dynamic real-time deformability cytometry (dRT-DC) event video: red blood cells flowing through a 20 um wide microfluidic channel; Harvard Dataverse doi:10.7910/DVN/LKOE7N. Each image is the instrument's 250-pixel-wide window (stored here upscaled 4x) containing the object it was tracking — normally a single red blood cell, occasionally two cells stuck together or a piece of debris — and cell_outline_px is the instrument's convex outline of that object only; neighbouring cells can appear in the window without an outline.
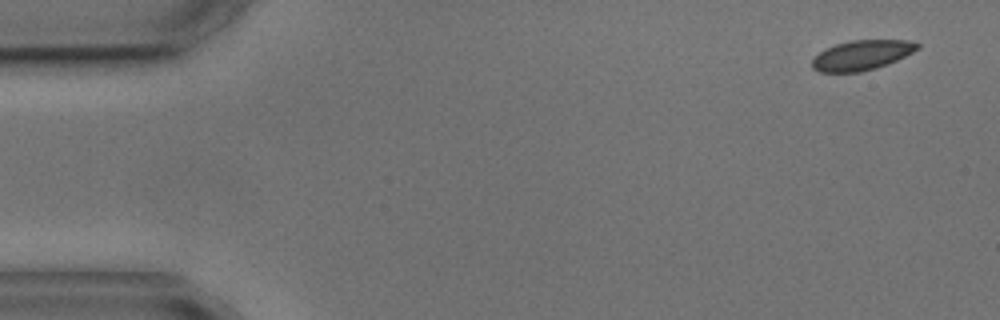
{"species": "common noctule bat (a hibernating species)", "species_latin": "Nyctalus noctula", "temperature_condition": "cold", "stored_images_in_passage": 4, "camera_frame_rate_fps": 3000, "um_per_image_px": 0.085, "animal": {"sex": "male", "body_mass_g": 17.9, "forearm_length_mm": 54.2}, "frame": {"image": 1, "passage_image": 1, "time_ms": 0.0, "image_size_px": [1000, 320], "cell_outline_px": [[920, 48], [888, 64], [876, 68], [860, 72], [820, 72], [812, 68], [812, 60], [820, 52], [836, 44], [852, 40], [908, 40], [920, 44]], "centroid_in_image_um": [73.26, 4.69], "position_along_channel_um": 11.7, "area_um2": 18.15}}
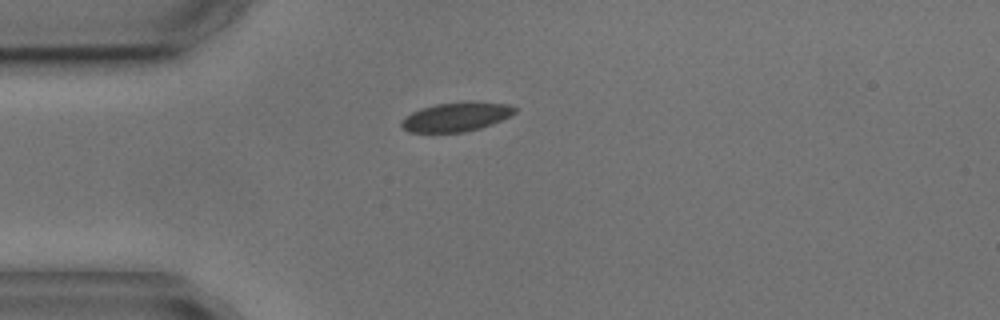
{"frame": {"image": 2, "passage_image": 4, "time_ms": 3.667, "image_size_px": [1000, 320], "cell_outline_px": [[520, 108], [512, 116], [492, 124], [480, 128], [464, 132], [408, 132], [400, 124], [400, 120], [412, 112], [420, 108], [436, 104], [468, 100], [472, 100], [508, 104]], "centroid_in_image_um": [38.84, 9.9], "position_along_channel_um": 46.2, "area_um2": 19.71}}